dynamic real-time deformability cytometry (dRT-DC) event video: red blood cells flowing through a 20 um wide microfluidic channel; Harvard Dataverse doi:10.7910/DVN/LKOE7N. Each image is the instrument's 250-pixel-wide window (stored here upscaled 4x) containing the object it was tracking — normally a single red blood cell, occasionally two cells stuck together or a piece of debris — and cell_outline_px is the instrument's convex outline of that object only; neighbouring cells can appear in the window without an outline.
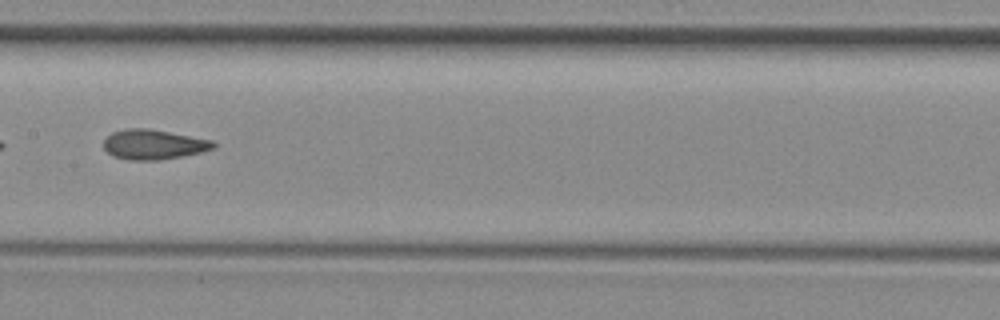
{"species": "common noctule bat (a hibernating species)", "species_latin": "Nyctalus noctula", "temperature_condition": "room temperature", "stored_images_in_passage": 7, "camera_frame_rate_fps": 3000, "um_per_image_px": 0.085, "animal": {"sex": "female", "body_mass_g": 29.2, "forearm_length_mm": 56.3}, "frame": {"image": 1, "passage_image": 7, "time_ms": 8.0, "image_size_px": [1000, 320], "cell_outline_px": [[216, 148], [184, 156], [160, 160], [128, 160], [112, 156], [104, 148], [104, 140], [112, 132], [124, 128], [148, 128], [212, 140], [216, 144]], "centroid_in_image_um": [13.05, 12.28], "position_along_channel_um": 194.4, "area_um2": 19.19}}